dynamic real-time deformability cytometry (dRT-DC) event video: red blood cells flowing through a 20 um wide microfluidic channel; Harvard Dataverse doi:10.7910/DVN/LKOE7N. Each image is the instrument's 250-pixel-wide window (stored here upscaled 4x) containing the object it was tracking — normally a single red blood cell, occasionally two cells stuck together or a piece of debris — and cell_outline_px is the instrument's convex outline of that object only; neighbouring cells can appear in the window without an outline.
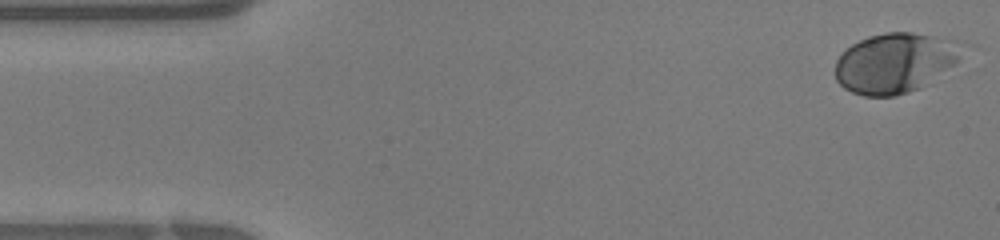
{"species": "human", "species_latin": "Homo sapiens", "temperature_condition": "warm", "stored_images_in_passage": 39, "camera_frame_rate_fps": 3000, "um_per_image_px": 0.085, "donor": {"sex": "female"}, "frame": {"image": 1, "passage_image": 1, "time_ms": 0.0, "image_size_px": [1000, 240], "cell_outline_px": [[976, 44], [956, 64], [920, 88], [896, 96], [864, 96], [852, 92], [844, 88], [836, 80], [836, 60], [840, 52], [852, 44], [868, 36], [884, 32], [912, 32], [964, 40]], "centroid_in_image_um": [76.24, 5.29], "position_along_channel_um": 8.8, "area_um2": 45.95}}
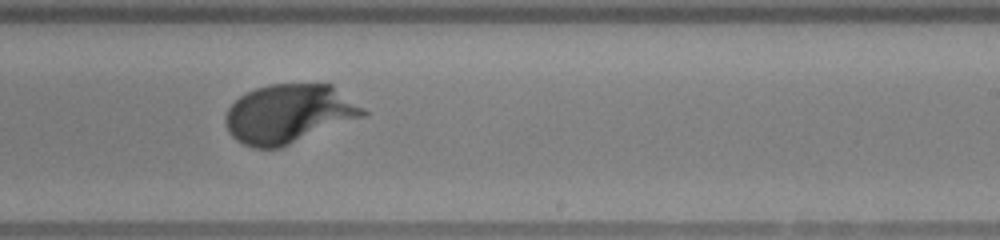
{"frame": {"image": 2, "passage_image": 23, "time_ms": 7.333, "image_size_px": [1000, 240], "cell_outline_px": [[368, 112], [364, 116], [280, 148], [252, 148], [236, 140], [228, 132], [224, 120], [224, 116], [228, 108], [240, 96], [256, 88], [268, 84], [332, 84], [364, 108]], "centroid_in_image_um": [24.53, 9.67], "position_along_channel_um": 264.5, "area_um2": 47.11}}
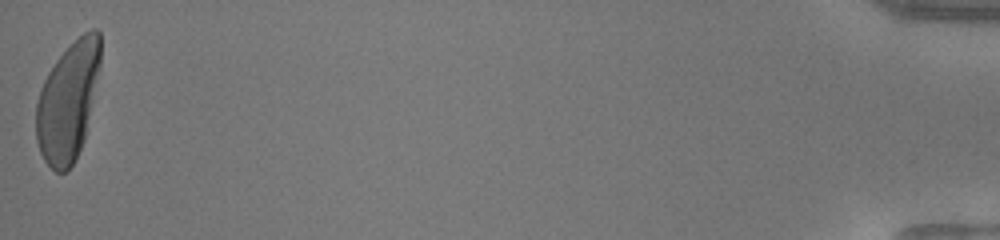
{"frame": {"image": 3, "passage_image": 39, "time_ms": 12.667, "image_size_px": [1000, 240], "cell_outline_px": [[100, 64], [84, 140], [72, 164], [64, 172], [56, 172], [44, 160], [40, 152], [36, 140], [36, 104], [44, 80], [48, 72], [56, 60], [84, 32], [92, 28], [96, 28], [100, 32]], "centroid_in_image_um": [5.76, 8.62], "position_along_channel_um": 429.4, "area_um2": 43.7}}